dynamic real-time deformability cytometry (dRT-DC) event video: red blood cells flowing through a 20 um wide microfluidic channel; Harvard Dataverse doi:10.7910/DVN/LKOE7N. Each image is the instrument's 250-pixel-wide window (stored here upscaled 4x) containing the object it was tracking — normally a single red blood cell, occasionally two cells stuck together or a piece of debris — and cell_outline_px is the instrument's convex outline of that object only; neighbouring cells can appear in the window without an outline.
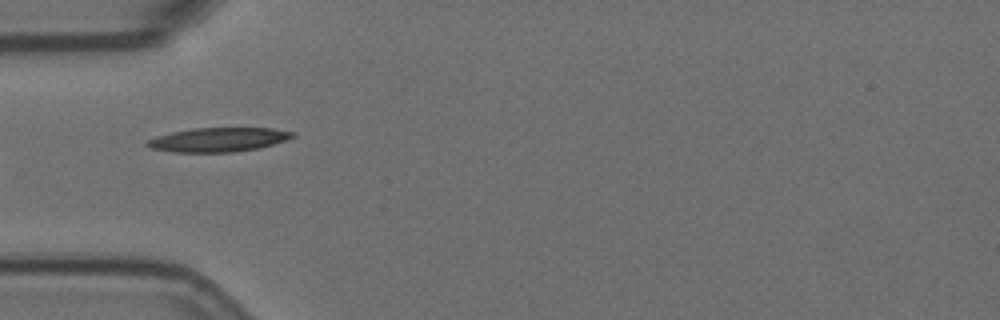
{"species": "Egyptian fruit bat (a non-hibernating species)", "species_latin": "Rousettus aegyptiacus", "temperature_condition": "room temperature", "stored_images_in_passage": 9, "camera_frame_rate_fps": 3000, "um_per_image_px": 0.085, "animal": {"sex": "female"}, "frame": {"image": 1, "passage_image": 6, "time_ms": 1.667, "image_size_px": [1000, 320], "cell_outline_px": [[296, 136], [272, 144], [256, 148], [232, 152], [172, 152], [152, 148], [144, 144], [148, 140], [156, 136], [172, 132], [192, 128], [272, 128], [296, 132]], "centroid_in_image_um": [18.55, 11.86], "position_along_channel_um": 66.5, "area_um2": 20.29}}
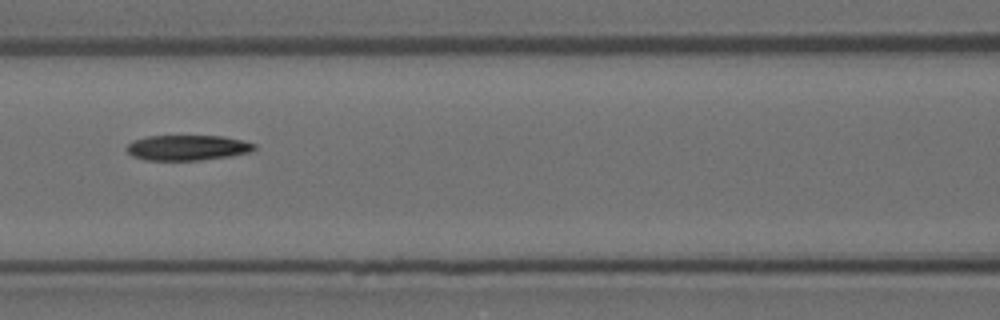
{"frame": {"image": 2, "passage_image": 8, "time_ms": 2.333, "image_size_px": [1000, 320], "cell_outline_px": [[256, 148], [252, 152], [228, 156], [200, 160], [144, 160], [132, 156], [124, 148], [132, 140], [148, 136], [224, 136], [244, 140], [256, 144]], "centroid_in_image_um": [15.93, 12.55], "position_along_channel_um": 150.7, "area_um2": 19.02}}
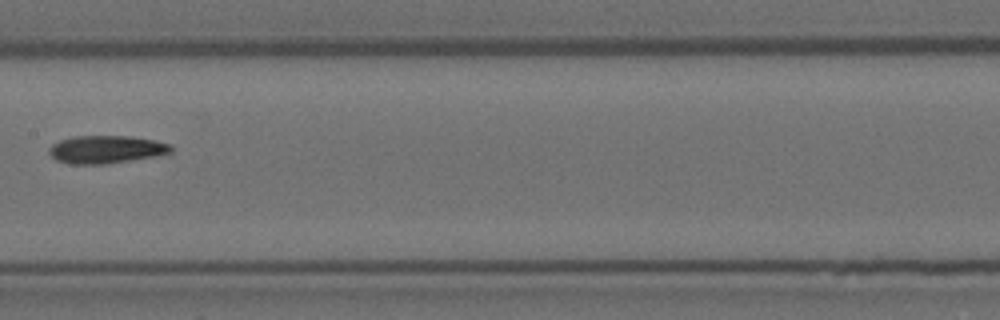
{"frame": {"image": 3, "passage_image": 9, "time_ms": 2.667, "image_size_px": [1000, 320], "cell_outline_px": [[172, 152], [152, 156], [104, 164], [72, 164], [56, 160], [48, 152], [48, 148], [52, 144], [60, 140], [72, 136], [132, 136], [172, 144]], "centroid_in_image_um": [8.98, 12.69], "position_along_channel_um": 198.4, "area_um2": 19.59}}